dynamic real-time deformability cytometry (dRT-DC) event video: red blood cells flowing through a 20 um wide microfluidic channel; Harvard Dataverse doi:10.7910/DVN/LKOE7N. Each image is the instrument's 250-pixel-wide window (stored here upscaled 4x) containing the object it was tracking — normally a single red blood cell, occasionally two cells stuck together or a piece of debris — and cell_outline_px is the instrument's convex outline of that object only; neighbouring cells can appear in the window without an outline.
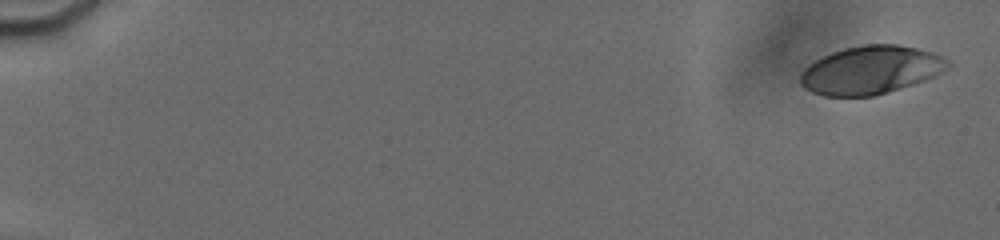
{"species": "human", "species_latin": "Homo sapiens", "temperature_condition": "cold", "stored_images_in_passage": 19, "segment_of_instrument_passage": [1, 2], "camera_frame_rate_fps": 3000, "um_per_image_px": 0.085, "donor": {"sex": "male"}, "frame": {"image": 1, "passage_image": 1, "time_ms": 0.0, "image_size_px": [1000, 240], "cell_outline_px": [[952, 64], [948, 68], [936, 76], [888, 92], [872, 96], [824, 96], [812, 92], [804, 88], [800, 84], [800, 76], [804, 68], [816, 60], [832, 52], [844, 48], [864, 44], [896, 44], [916, 48], [932, 52], [948, 60]], "centroid_in_image_um": [74.01, 5.95], "position_along_channel_um": 11.0, "area_um2": 41.33}}
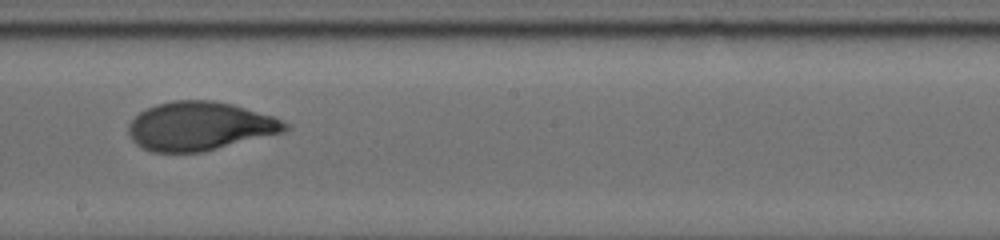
{"frame": {"image": 2, "passage_image": 11, "time_ms": 10.667, "image_size_px": [1000, 240], "cell_outline_px": [[292, 128], [284, 132], [200, 152], [152, 152], [136, 144], [132, 140], [128, 132], [128, 124], [140, 112], [156, 104], [172, 100], [212, 100], [232, 104], [272, 116], [288, 124]], "centroid_in_image_um": [16.97, 10.72], "position_along_channel_um": 231.2, "area_um2": 44.1}}
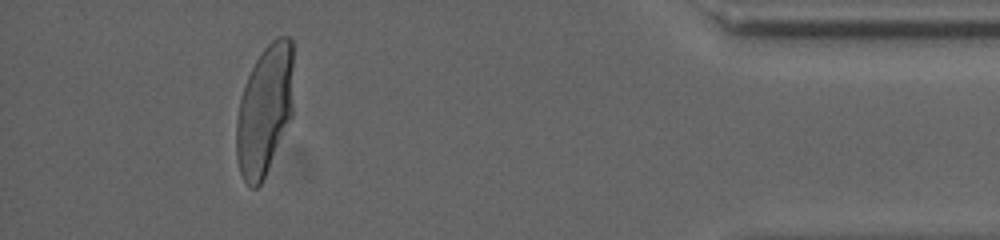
{"frame": {"image": 3, "passage_image": 17, "time_ms": 16.667, "image_size_px": [1000, 240], "cell_outline_px": [[292, 116], [264, 176], [260, 184], [256, 188], [248, 188], [240, 172], [236, 156], [236, 120], [240, 100], [248, 76], [256, 60], [264, 48], [276, 36], [288, 36], [292, 40]], "centroid_in_image_um": [22.48, 9.36], "position_along_channel_um": 412.7, "area_um2": 42.95}}